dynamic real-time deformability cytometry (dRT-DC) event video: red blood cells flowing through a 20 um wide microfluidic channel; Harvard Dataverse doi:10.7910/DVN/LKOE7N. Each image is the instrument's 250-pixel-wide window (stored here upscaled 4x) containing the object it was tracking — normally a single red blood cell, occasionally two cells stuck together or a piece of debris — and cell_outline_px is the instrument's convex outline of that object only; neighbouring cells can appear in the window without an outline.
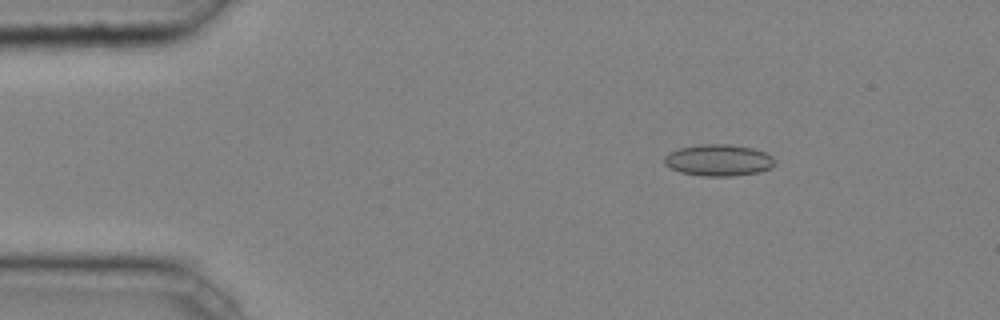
{"species": "common noctule bat (a hibernating species)", "species_latin": "Nyctalus noctula", "temperature_condition": "cold", "stored_images_in_passage": 2, "camera_frame_rate_fps": 3000, "um_per_image_px": 0.085, "animal": {"sex": "male", "body_mass_g": 20.4}, "frame": {"image": 1, "passage_image": 1, "time_ms": 0.0, "image_size_px": [1000, 320], "cell_outline_px": [[776, 160], [772, 168], [760, 172], [732, 176], [704, 176], [680, 172], [664, 164], [664, 156], [680, 148], [700, 144], [728, 144], [752, 148], [764, 152], [772, 156]], "centroid_in_image_um": [61.11, 13.62], "position_along_channel_um": 23.9, "area_um2": 20.29}}